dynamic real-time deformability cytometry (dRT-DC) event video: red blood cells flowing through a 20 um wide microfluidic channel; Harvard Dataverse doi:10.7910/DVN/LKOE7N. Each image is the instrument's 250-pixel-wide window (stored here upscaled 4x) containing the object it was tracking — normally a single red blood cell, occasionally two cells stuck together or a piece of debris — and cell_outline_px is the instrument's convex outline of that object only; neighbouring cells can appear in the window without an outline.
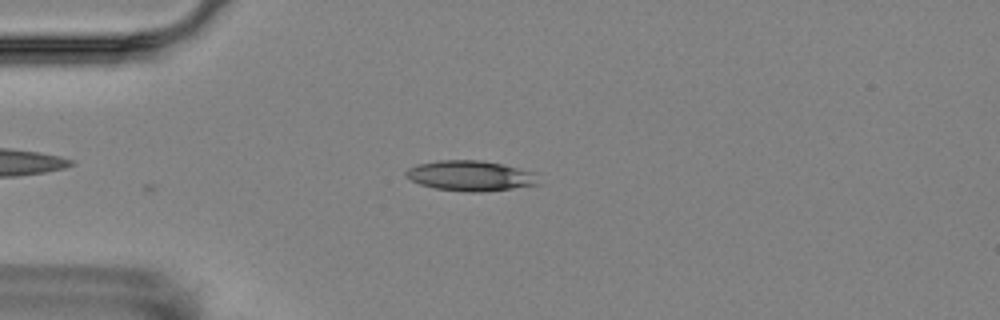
{"species": "Egyptian fruit bat (a non-hibernating species)", "species_latin": "Rousettus aegyptiacus", "temperature_condition": "room temperature", "stored_images_in_passage": 3, "camera_frame_rate_fps": 3000, "um_per_image_px": 0.085, "animal": {"sex": "female"}, "frame": {"image": 1, "passage_image": 3, "time_ms": 2.0, "image_size_px": [1000, 320], "cell_outline_px": [[540, 184], [512, 188], [480, 192], [468, 192], [436, 188], [420, 184], [404, 176], [404, 172], [408, 168], [416, 164], [440, 160], [480, 160], [504, 164], [536, 172]], "centroid_in_image_um": [40.0, 14.93], "position_along_channel_um": 45.0, "area_um2": 23.52}}